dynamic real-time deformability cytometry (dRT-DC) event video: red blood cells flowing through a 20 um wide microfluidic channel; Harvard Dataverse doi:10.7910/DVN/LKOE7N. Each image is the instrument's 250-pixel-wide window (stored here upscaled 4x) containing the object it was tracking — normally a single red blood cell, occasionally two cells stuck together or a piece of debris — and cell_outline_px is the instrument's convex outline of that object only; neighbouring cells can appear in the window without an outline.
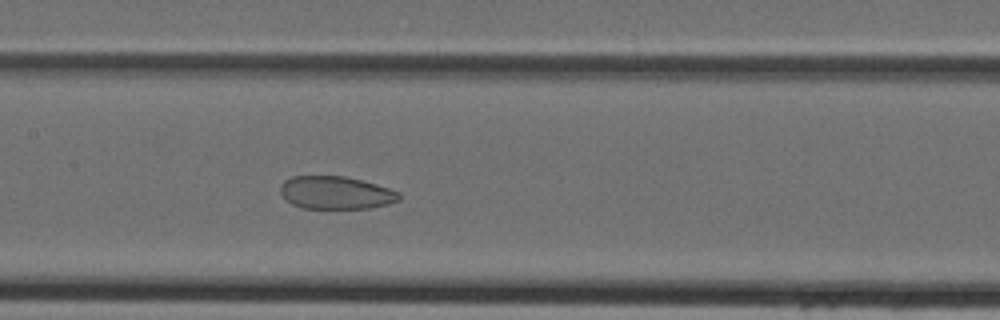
{"species": "Egyptian fruit bat (a non-hibernating species)", "species_latin": "Rousettus aegyptiacus", "temperature_condition": "cold", "stored_images_in_passage": 37, "camera_frame_rate_fps": 3000, "um_per_image_px": 0.085, "animal": {"sex": "female"}, "frame": {"image": 1, "passage_image": 13, "time_ms": 4.0, "image_size_px": [1000, 320], "cell_outline_px": [[400, 200], [388, 204], [368, 208], [304, 208], [292, 204], [284, 200], [280, 192], [280, 184], [284, 180], [292, 176], [344, 176], [376, 184], [400, 192]], "centroid_in_image_um": [28.51, 16.38], "position_along_channel_um": 178.9, "area_um2": 22.77}}
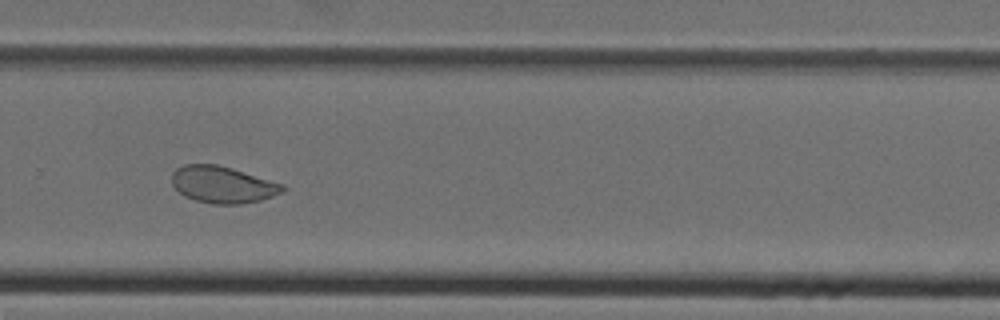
{"frame": {"image": 2, "passage_image": 22, "time_ms": 7.0, "image_size_px": [1000, 320], "cell_outline_px": [[284, 192], [260, 200], [240, 204], [212, 204], [196, 200], [184, 196], [172, 184], [172, 172], [176, 168], [184, 164], [216, 164], [232, 168], [284, 184]], "centroid_in_image_um": [18.92, 15.69], "position_along_channel_um": 310.9, "area_um2": 23.7}}
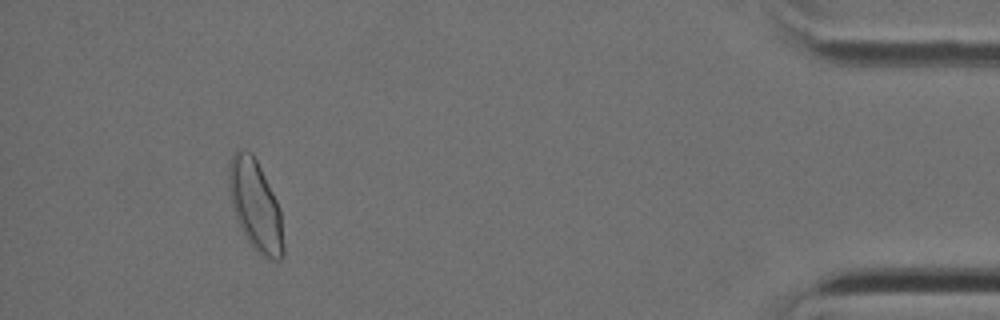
{"frame": {"image": 3, "passage_image": 33, "time_ms": 10.667, "image_size_px": [1000, 320], "cell_outline_px": [[284, 252], [280, 260], [272, 260], [260, 256], [252, 248], [236, 220], [228, 188], [228, 164], [232, 152], [240, 148], [244, 148], [252, 152], [280, 208], [284, 244]], "centroid_in_image_um": [21.69, 17.47], "position_along_channel_um": 413.5, "area_um2": 29.07}}